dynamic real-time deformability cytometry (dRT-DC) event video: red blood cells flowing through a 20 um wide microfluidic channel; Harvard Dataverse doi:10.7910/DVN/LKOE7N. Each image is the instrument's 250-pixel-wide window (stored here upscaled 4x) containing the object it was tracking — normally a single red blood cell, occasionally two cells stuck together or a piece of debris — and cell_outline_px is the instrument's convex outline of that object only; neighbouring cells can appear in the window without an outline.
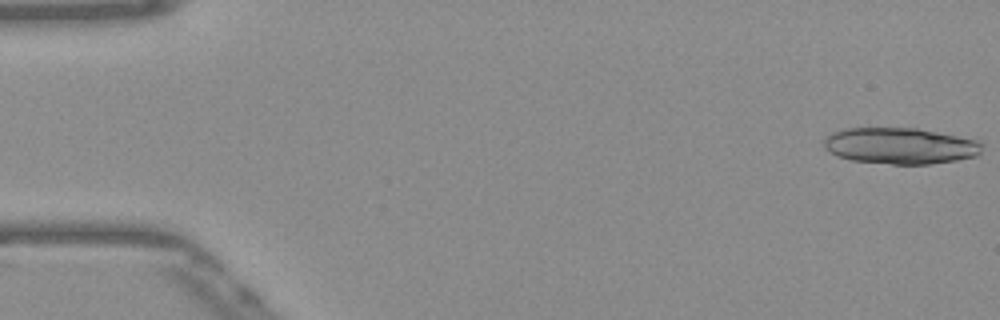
{"species": "Egyptian fruit bat (a non-hibernating species)", "species_latin": "Rousettus aegyptiacus", "temperature_condition": "warm", "stored_images_in_passage": 53, "camera_frame_rate_fps": 3000, "um_per_image_px": 0.085, "frame": {"image": 1, "passage_image": 1, "time_ms": 0.0, "image_size_px": [1000, 320], "cell_outline_px": [[984, 144], [980, 152], [976, 156], [956, 160], [928, 164], [892, 164], [852, 160], [836, 156], [824, 144], [824, 136], [832, 132], [844, 128], [916, 128], [976, 140]], "centroid_in_image_um": [76.5, 12.39], "position_along_channel_um": 8.5, "area_um2": 33.18}}
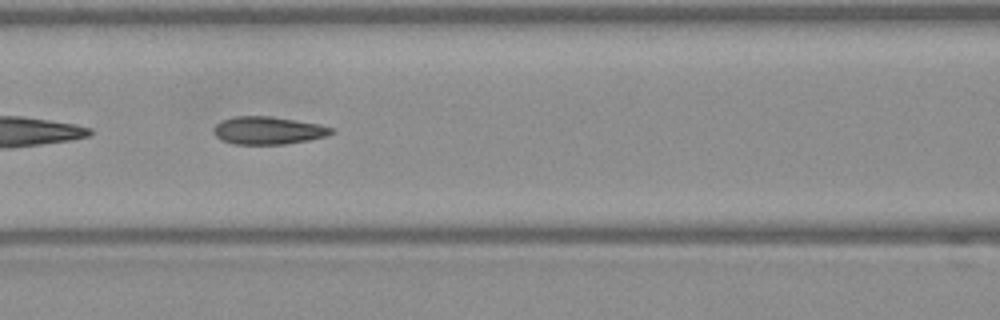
{"frame": {"image": 2, "passage_image": 23, "time_ms": 7.333, "image_size_px": [1000, 320], "cell_outline_px": [[336, 132], [328, 136], [308, 140], [284, 144], [232, 144], [220, 140], [216, 136], [216, 124], [224, 120], [236, 116], [272, 116], [320, 124], [332, 128]], "centroid_in_image_um": [22.84, 11.09], "position_along_channel_um": 143.8, "area_um2": 18.96}}
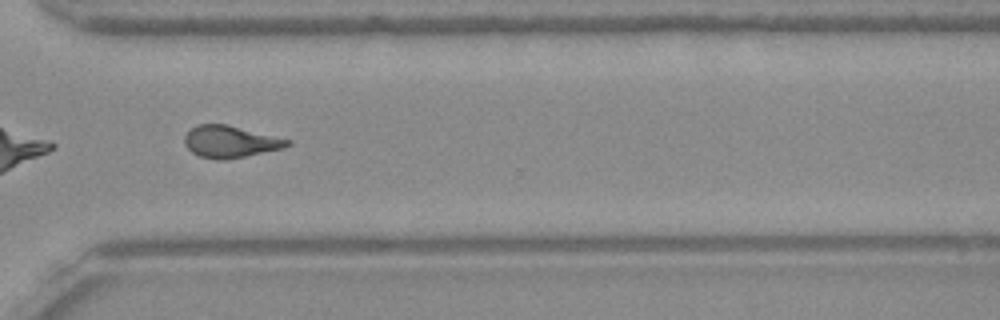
{"frame": {"image": 3, "passage_image": 39, "time_ms": 12.667, "image_size_px": [1000, 320], "cell_outline_px": [[292, 144], [284, 148], [224, 160], [216, 160], [200, 156], [192, 152], [184, 144], [184, 136], [196, 124], [228, 124], [292, 140]], "centroid_in_image_um": [19.58, 12.03], "position_along_channel_um": 351.0, "area_um2": 19.19}, "authors_computed_cell_mechanics": {"area_um2": 19.5942, "velocity_mm_per_s": 3.8939, "shape_relaxation_time_tau1_ms": 5.6828, "shape_relaxation_time_tau2_ms": 1.5908, "deformation_change_tau1": 0.1879, "deformation_change_tau2": 0.1042}}